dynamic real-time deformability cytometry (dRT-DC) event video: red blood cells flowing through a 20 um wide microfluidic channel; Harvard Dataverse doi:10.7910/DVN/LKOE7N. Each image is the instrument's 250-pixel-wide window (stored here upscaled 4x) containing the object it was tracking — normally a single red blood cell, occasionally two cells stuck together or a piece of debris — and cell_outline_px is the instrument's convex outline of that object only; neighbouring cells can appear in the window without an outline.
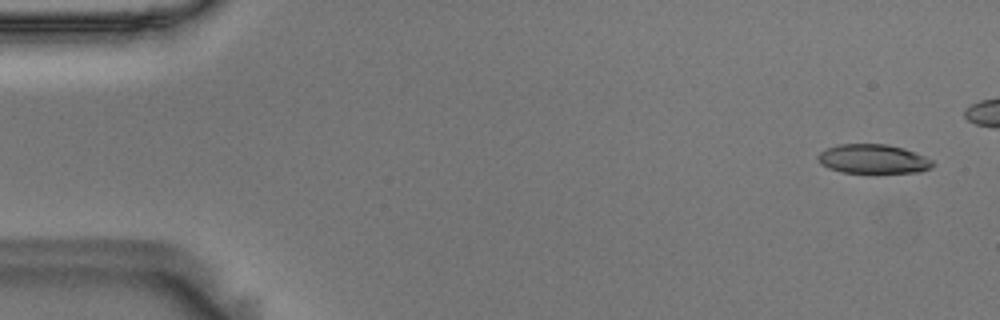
{"species": "Egyptian fruit bat (a non-hibernating species)", "species_latin": "Rousettus aegyptiacus", "temperature_condition": "room temperature", "stored_images_in_passage": 49, "camera_frame_rate_fps": 3000, "um_per_image_px": 0.085, "animal": {"sex": "male"}, "frame": {"image": 1, "passage_image": 3, "time_ms": 0.667, "image_size_px": [1000, 320], "cell_outline_px": [[936, 164], [932, 168], [920, 172], [840, 172], [828, 168], [820, 164], [816, 156], [820, 152], [836, 144], [888, 144], [904, 148], [924, 156], [932, 160]], "centroid_in_image_um": [74.22, 13.51], "position_along_channel_um": 10.8, "area_um2": 19.59}}
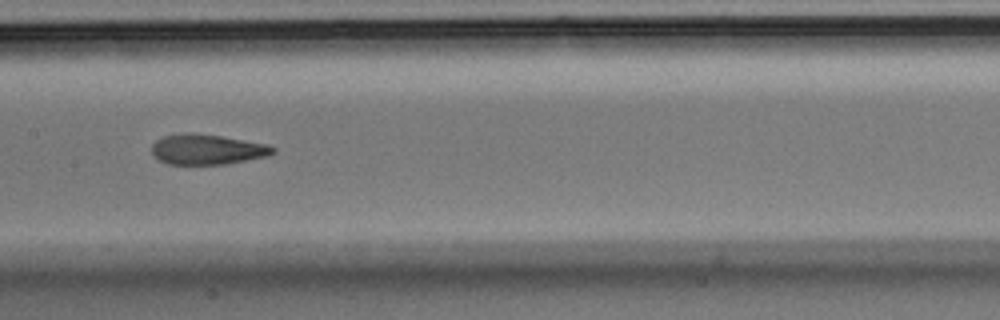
{"frame": {"image": 2, "passage_image": 28, "time_ms": 9.0, "image_size_px": [1000, 320], "cell_outline_px": [[276, 152], [268, 156], [224, 164], [168, 164], [152, 156], [152, 144], [156, 140], [164, 136], [188, 132], [220, 136], [268, 144], [276, 148]], "centroid_in_image_um": [17.61, 12.7], "position_along_channel_um": 189.8, "area_um2": 21.33}}
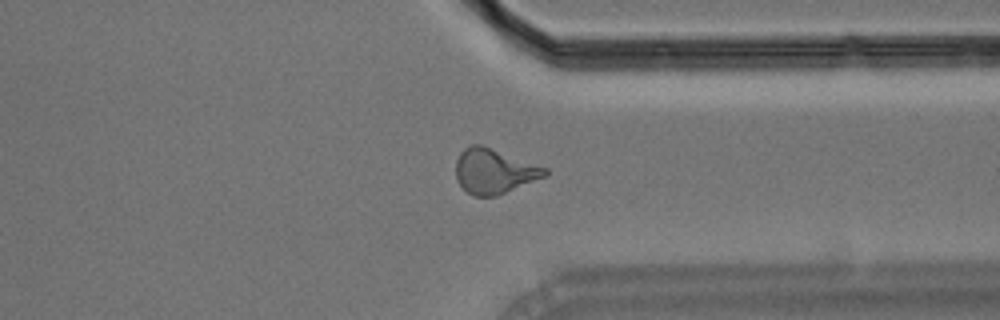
{"frame": {"image": 3, "passage_image": 43, "time_ms": 14.0, "image_size_px": [1000, 320], "cell_outline_px": [[548, 176], [496, 196], [476, 196], [468, 192], [456, 180], [456, 160], [460, 152], [464, 148], [472, 144], [480, 144], [548, 168]], "centroid_in_image_um": [42.01, 14.55], "position_along_channel_um": 369.4, "area_um2": 23.29}, "authors_computed_cell_mechanics": {"area_um2": 21.5594, "velocity_mm_per_s": 3.618, "shape_relaxation_time_tau1_ms": 7.0316, "shape_relaxation_time_tau2_ms": 2.3024, "deformation_change_tau1": 0.2069, "deformation_change_tau2": 0.1045}}